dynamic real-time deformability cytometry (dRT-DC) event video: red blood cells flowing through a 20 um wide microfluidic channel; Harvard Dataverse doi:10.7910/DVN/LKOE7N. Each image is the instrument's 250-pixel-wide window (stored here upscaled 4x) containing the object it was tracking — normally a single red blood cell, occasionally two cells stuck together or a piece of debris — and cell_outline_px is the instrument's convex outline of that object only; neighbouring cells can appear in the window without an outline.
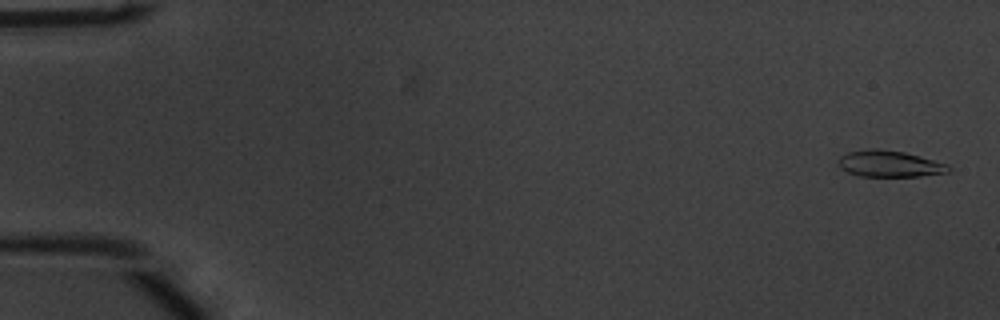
{"species": "common noctule bat (a hibernating species)", "species_latin": "Nyctalus noctula", "temperature_condition": "warm", "stored_images_in_passage": 54, "camera_frame_rate_fps": 3000, "um_per_image_px": 0.085, "animal": {"sex": "male", "body_mass_g": 20.1, "forearm_length_mm": 53.5}, "frame": {"image": 1, "passage_image": 2, "time_ms": 0.333, "image_size_px": [1000, 320], "cell_outline_px": [[952, 168], [948, 172], [920, 176], [860, 176], [848, 172], [840, 168], [840, 156], [848, 152], [872, 148], [876, 148], [904, 152], [920, 156], [948, 164]], "centroid_in_image_um": [75.63, 13.92], "position_along_channel_um": 9.4, "area_um2": 16.82}}
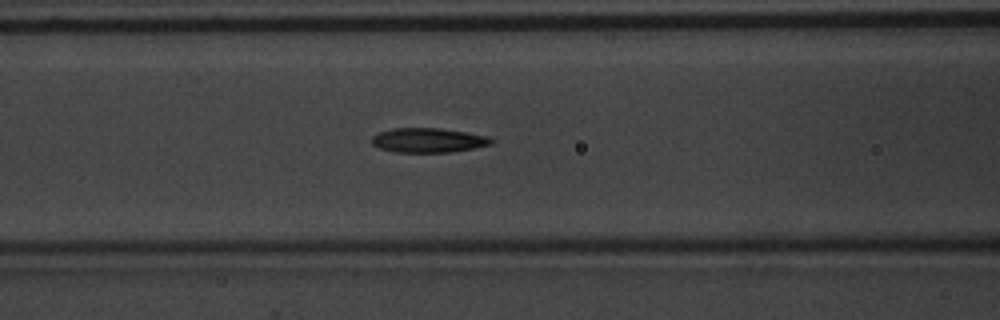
{"frame": {"image": 2, "passage_image": 23, "time_ms": 7.333, "image_size_px": [1000, 320], "cell_outline_px": [[496, 140], [492, 144], [476, 148], [452, 152], [396, 152], [380, 148], [372, 144], [372, 136], [380, 132], [392, 128], [440, 128], [488, 136]], "centroid_in_image_um": [36.44, 11.92], "position_along_channel_um": 130.2, "area_um2": 17.11}}
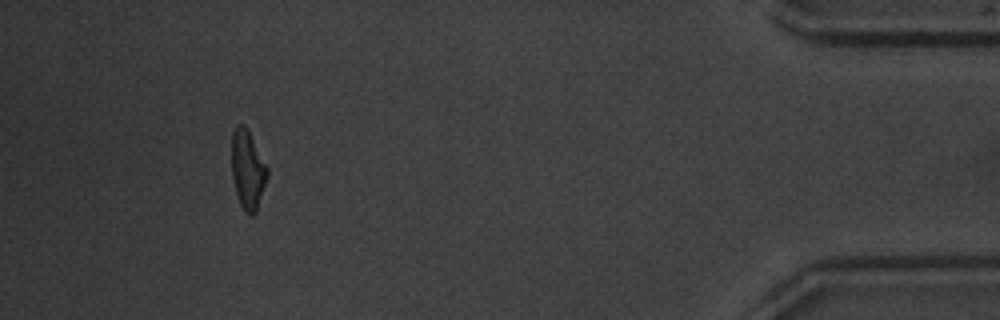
{"frame": {"image": 3, "passage_image": 50, "time_ms": 16.333, "image_size_px": [1000, 320], "cell_outline_px": [[268, 176], [256, 212], [252, 216], [244, 212], [240, 204], [236, 192], [232, 176], [232, 132], [236, 124], [244, 124], [268, 168]], "centroid_in_image_um": [21.05, 14.44], "position_along_channel_um": 414.2, "area_um2": 16.24}, "authors_computed_cell_mechanics": {"area_um2": 17.1088, "velocity_mm_per_s": 3.8125, "shape_relaxation_time_tau1_ms": 3.1695, "shape_relaxation_time_tau2_ms": 1.9443, "deformation_change_tau1": 0.1766, "deformation_change_tau2": 0.1133}}